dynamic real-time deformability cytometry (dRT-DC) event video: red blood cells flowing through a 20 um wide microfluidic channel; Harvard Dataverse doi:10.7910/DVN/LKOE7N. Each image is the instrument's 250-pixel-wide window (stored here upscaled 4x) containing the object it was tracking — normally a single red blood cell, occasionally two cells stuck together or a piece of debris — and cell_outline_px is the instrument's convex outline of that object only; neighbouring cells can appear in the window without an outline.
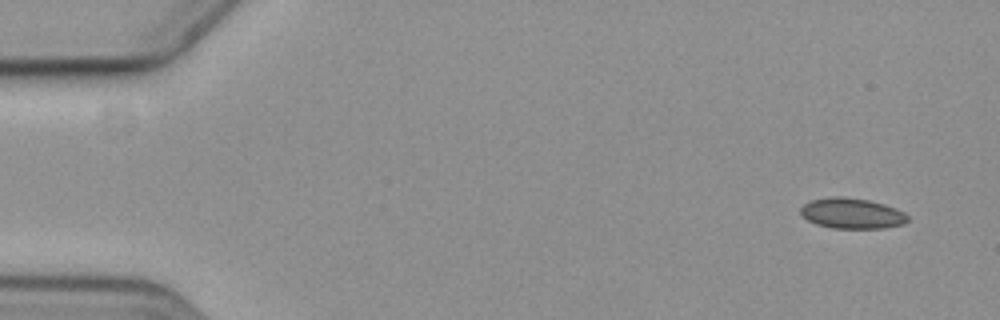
{"species": "common noctule bat (a hibernating species)", "species_latin": "Nyctalus noctula", "temperature_condition": "cold", "stored_images_in_passage": 3, "camera_frame_rate_fps": 3000, "um_per_image_px": 0.085, "animal": {"sex": "female", "body_mass_g": 19.3, "forearm_length_mm": 54.1}, "frame": {"image": 1, "passage_image": 1, "time_ms": 0.0, "image_size_px": [1000, 320], "cell_outline_px": [[908, 220], [904, 224], [884, 228], [832, 228], [816, 224], [808, 220], [800, 212], [800, 208], [804, 204], [812, 200], [836, 196], [868, 200], [884, 204], [904, 212], [908, 216]], "centroid_in_image_um": [72.42, 18.15], "position_along_channel_um": 12.6, "area_um2": 18.84}}